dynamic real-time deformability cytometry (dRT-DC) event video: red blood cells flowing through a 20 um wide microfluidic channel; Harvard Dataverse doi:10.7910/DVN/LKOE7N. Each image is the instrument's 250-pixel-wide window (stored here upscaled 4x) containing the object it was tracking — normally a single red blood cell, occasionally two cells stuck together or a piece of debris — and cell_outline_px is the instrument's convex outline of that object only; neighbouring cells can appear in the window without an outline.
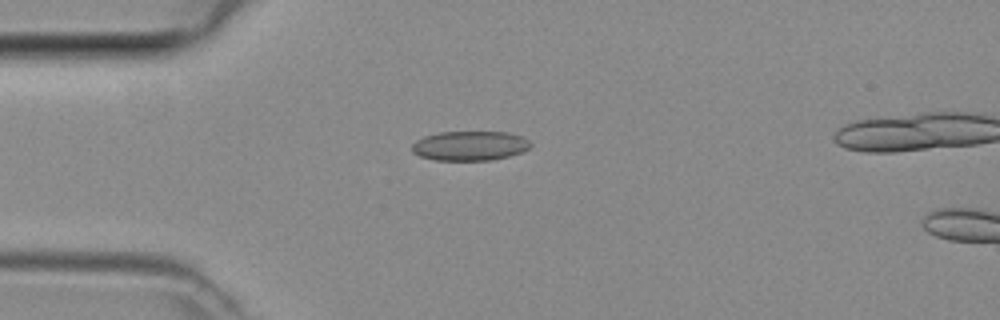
{"species": "common noctule bat (a hibernating species)", "species_latin": "Nyctalus noctula", "temperature_condition": "room temperature", "stored_images_in_passage": 2, "camera_frame_rate_fps": 3000, "um_per_image_px": 0.085, "animal": {"sex": "female", "body_mass_g": 29.2, "forearm_length_mm": 56.3}, "frame": {"image": 1, "passage_image": 1, "time_ms": 0.0, "image_size_px": [1000, 320], "cell_outline_px": [[532, 144], [524, 152], [492, 160], [436, 160], [420, 156], [412, 152], [412, 144], [416, 140], [424, 136], [440, 132], [508, 132], [520, 136], [528, 140]], "centroid_in_image_um": [39.93, 12.39], "position_along_channel_um": 45.1, "area_um2": 20.4}}